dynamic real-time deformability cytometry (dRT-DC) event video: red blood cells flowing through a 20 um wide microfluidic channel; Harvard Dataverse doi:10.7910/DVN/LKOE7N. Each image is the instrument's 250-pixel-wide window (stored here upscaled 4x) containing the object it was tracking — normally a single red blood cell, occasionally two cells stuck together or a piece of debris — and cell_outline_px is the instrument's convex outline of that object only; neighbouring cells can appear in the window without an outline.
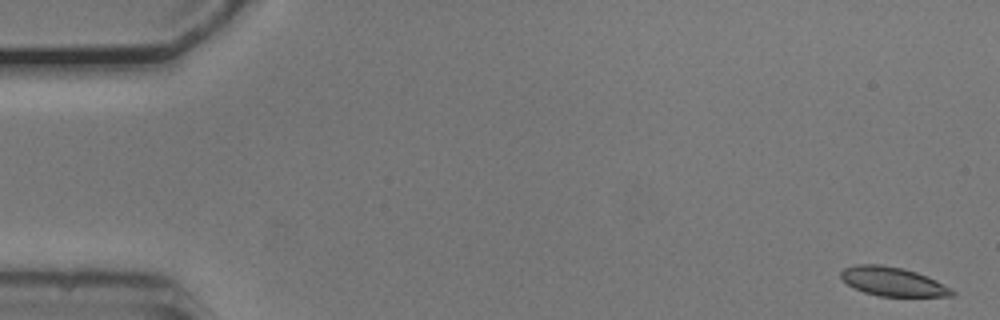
{"species": "common noctule bat (a hibernating species)", "species_latin": "Nyctalus noctula", "temperature_condition": "cold", "stored_images_in_passage": 53, "camera_frame_rate_fps": 3000, "um_per_image_px": 0.085, "animal": {"sex": "male", "body_mass_g": 20.5, "forearm_length_mm": 52.5}, "frame": {"image": 1, "passage_image": 1, "time_ms": 0.0, "image_size_px": [1000, 320], "cell_outline_px": [[956, 296], [880, 296], [864, 292], [840, 280], [840, 272], [844, 268], [856, 264], [880, 264], [904, 268], [916, 272], [936, 280], [952, 288], [956, 292]], "centroid_in_image_um": [75.89, 23.93], "position_along_channel_um": 9.1, "area_um2": 18.84}}
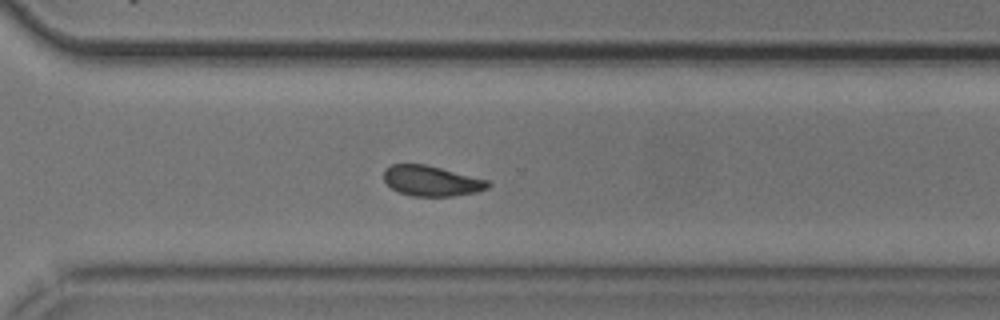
{"frame": {"image": 2, "passage_image": 38, "time_ms": 12.333, "image_size_px": [1000, 320], "cell_outline_px": [[492, 184], [488, 188], [476, 192], [456, 196], [412, 196], [396, 192], [384, 180], [384, 168], [392, 164], [424, 164], [488, 180]], "centroid_in_image_um": [36.66, 15.38], "position_along_channel_um": 333.9, "area_um2": 18.44}}
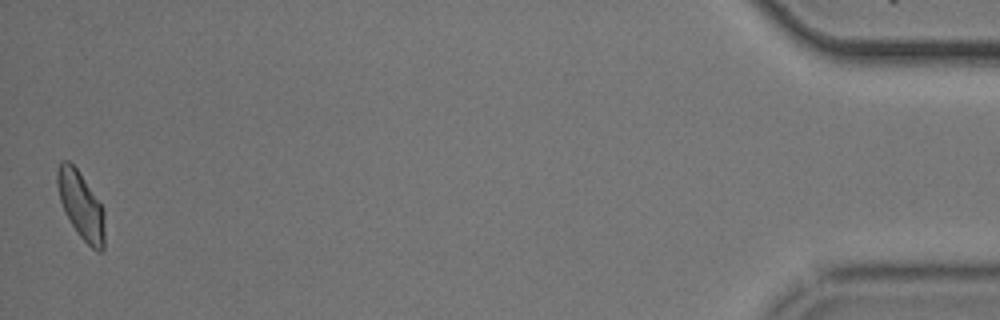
{"frame": {"image": 3, "passage_image": 53, "time_ms": 17.333, "image_size_px": [1000, 320], "cell_outline_px": [[104, 248], [100, 252], [96, 252], [76, 232], [64, 212], [60, 200], [56, 184], [56, 172], [60, 160], [68, 160], [76, 168], [104, 208]], "centroid_in_image_um": [6.87, 17.46], "position_along_channel_um": 428.3, "area_um2": 18.67}, "authors_computed_cell_mechanics": {"area_um2": 19.2474, "velocity_mm_per_s": 3.7293, "shape_relaxation_time_tau1_ms": 4.0832, "shape_relaxation_time_tau2_ms": 2.8653, "deformation_change_tau1": 0.0986, "deformation_change_tau2": 0.0829}}